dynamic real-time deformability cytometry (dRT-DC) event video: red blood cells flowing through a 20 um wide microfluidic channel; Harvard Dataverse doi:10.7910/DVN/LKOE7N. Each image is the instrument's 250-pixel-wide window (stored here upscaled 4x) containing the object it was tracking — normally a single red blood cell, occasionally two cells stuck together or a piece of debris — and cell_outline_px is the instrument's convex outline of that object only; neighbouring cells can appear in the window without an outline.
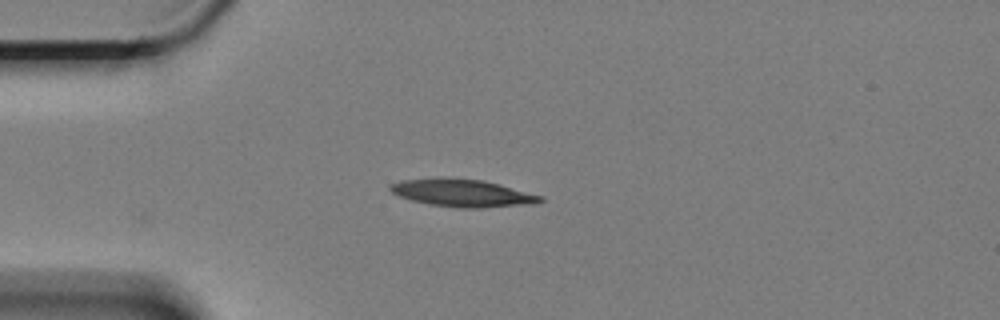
{"species": "Egyptian fruit bat (a non-hibernating species)", "species_latin": "Rousettus aegyptiacus", "temperature_condition": "cold", "stored_images_in_passage": 45, "camera_frame_rate_fps": 3000, "um_per_image_px": 0.085, "animal": {"sex": "female"}, "frame": {"image": 1, "passage_image": 1, "time_ms": 0.0, "image_size_px": [1000, 320], "cell_outline_px": [[544, 200], [536, 204], [480, 208], [460, 208], [432, 204], [412, 200], [400, 196], [392, 192], [388, 188], [392, 184], [400, 180], [448, 176], [484, 180], [500, 184], [544, 196]], "centroid_in_image_um": [39.35, 16.39], "position_along_channel_um": 45.6, "area_um2": 24.45}}
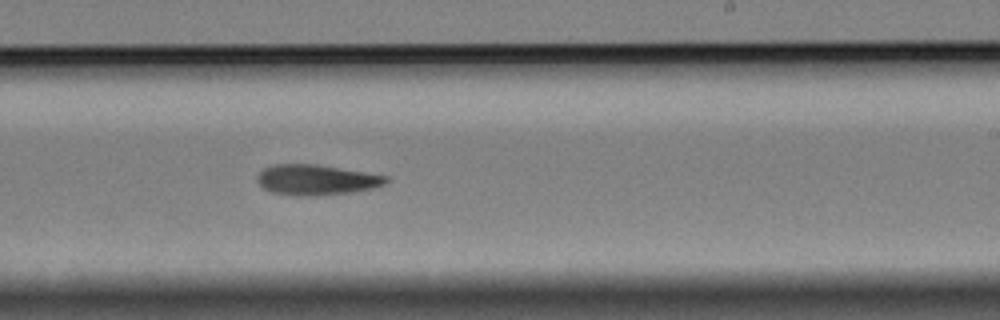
{"frame": {"image": 2, "passage_image": 22, "time_ms": 7.0, "image_size_px": [1000, 320], "cell_outline_px": [[388, 180], [384, 184], [372, 188], [352, 192], [316, 196], [296, 196], [272, 192], [264, 188], [256, 180], [256, 176], [264, 168], [272, 164], [316, 164], [388, 176]], "centroid_in_image_um": [26.85, 15.29], "position_along_channel_um": 262.1, "area_um2": 22.77}}
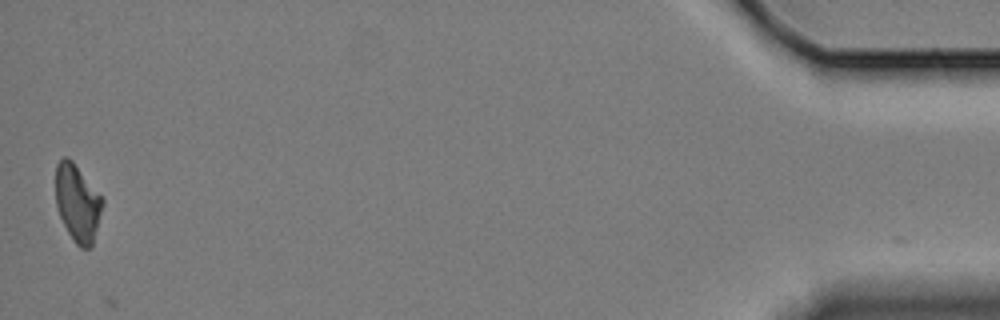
{"frame": {"image": 3, "passage_image": 45, "time_ms": 14.667, "image_size_px": [1000, 320], "cell_outline_px": [[104, 204], [92, 244], [88, 248], [80, 248], [72, 240], [60, 216], [56, 204], [56, 164], [64, 156], [68, 156], [72, 160], [104, 200]], "centroid_in_image_um": [6.58, 17.25], "position_along_channel_um": 428.6, "area_um2": 20.87}, "authors_computed_cell_mechanics": {"area_um2": 22.6576, "velocity_mm_per_s": 3.3359, "shape_relaxation_time_tau1_ms": 7.0536, "shape_relaxation_time_tau2_ms": null, "deformation_change_tau1": 0.1739, "deformation_change_tau2": null}}